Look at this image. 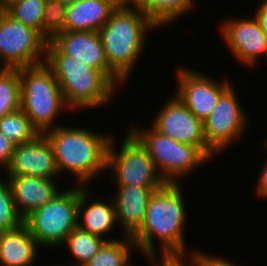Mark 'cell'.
I'll list each match as a JSON object with an SVG mask.
<instances>
[{
  "instance_id": "e0dca14e",
  "label": "cell",
  "mask_w": 267,
  "mask_h": 266,
  "mask_svg": "<svg viewBox=\"0 0 267 266\" xmlns=\"http://www.w3.org/2000/svg\"><path fill=\"white\" fill-rule=\"evenodd\" d=\"M89 188L90 186L79 185L77 226L106 241L118 240L113 236L108 238L110 231L118 226L113 198H109V201L94 199Z\"/></svg>"
},
{
  "instance_id": "6da1fadb",
  "label": "cell",
  "mask_w": 267,
  "mask_h": 266,
  "mask_svg": "<svg viewBox=\"0 0 267 266\" xmlns=\"http://www.w3.org/2000/svg\"><path fill=\"white\" fill-rule=\"evenodd\" d=\"M183 190L182 183H165L152 193L143 224L131 237L137 252L143 254L144 258L159 253L161 255L192 253L185 243L184 231L189 212L184 203Z\"/></svg>"
},
{
  "instance_id": "9a60e30c",
  "label": "cell",
  "mask_w": 267,
  "mask_h": 266,
  "mask_svg": "<svg viewBox=\"0 0 267 266\" xmlns=\"http://www.w3.org/2000/svg\"><path fill=\"white\" fill-rule=\"evenodd\" d=\"M2 174L5 177L30 175L59 179L54 149L45 134H39L33 141L15 146L11 162Z\"/></svg>"
},
{
  "instance_id": "f1b7e54d",
  "label": "cell",
  "mask_w": 267,
  "mask_h": 266,
  "mask_svg": "<svg viewBox=\"0 0 267 266\" xmlns=\"http://www.w3.org/2000/svg\"><path fill=\"white\" fill-rule=\"evenodd\" d=\"M145 259H147L150 266H199L194 253L171 255L157 254Z\"/></svg>"
},
{
  "instance_id": "52a82bcc",
  "label": "cell",
  "mask_w": 267,
  "mask_h": 266,
  "mask_svg": "<svg viewBox=\"0 0 267 266\" xmlns=\"http://www.w3.org/2000/svg\"><path fill=\"white\" fill-rule=\"evenodd\" d=\"M78 204L79 185L73 184L33 211L23 223L41 248L58 249L77 227Z\"/></svg>"
},
{
  "instance_id": "74e56055",
  "label": "cell",
  "mask_w": 267,
  "mask_h": 266,
  "mask_svg": "<svg viewBox=\"0 0 267 266\" xmlns=\"http://www.w3.org/2000/svg\"><path fill=\"white\" fill-rule=\"evenodd\" d=\"M61 264H62V263H60V264H59V263H58V264L56 263V264H53V265H50V264H49V266H64L63 264H62V265H61Z\"/></svg>"
},
{
  "instance_id": "2e32d148",
  "label": "cell",
  "mask_w": 267,
  "mask_h": 266,
  "mask_svg": "<svg viewBox=\"0 0 267 266\" xmlns=\"http://www.w3.org/2000/svg\"><path fill=\"white\" fill-rule=\"evenodd\" d=\"M161 187L117 186L112 198L121 236L132 237L142 226L149 199Z\"/></svg>"
},
{
  "instance_id": "7c38bea8",
  "label": "cell",
  "mask_w": 267,
  "mask_h": 266,
  "mask_svg": "<svg viewBox=\"0 0 267 266\" xmlns=\"http://www.w3.org/2000/svg\"><path fill=\"white\" fill-rule=\"evenodd\" d=\"M160 106L150 125L175 141L197 146L210 160L216 153L207 145L203 121L198 119L176 96Z\"/></svg>"
},
{
  "instance_id": "836d02e7",
  "label": "cell",
  "mask_w": 267,
  "mask_h": 266,
  "mask_svg": "<svg viewBox=\"0 0 267 266\" xmlns=\"http://www.w3.org/2000/svg\"><path fill=\"white\" fill-rule=\"evenodd\" d=\"M141 0H118L121 6H136Z\"/></svg>"
},
{
  "instance_id": "5bb4252c",
  "label": "cell",
  "mask_w": 267,
  "mask_h": 266,
  "mask_svg": "<svg viewBox=\"0 0 267 266\" xmlns=\"http://www.w3.org/2000/svg\"><path fill=\"white\" fill-rule=\"evenodd\" d=\"M51 42L64 55L102 72L117 88L125 84L109 66L99 32L63 31L58 33Z\"/></svg>"
},
{
  "instance_id": "1f68e13d",
  "label": "cell",
  "mask_w": 267,
  "mask_h": 266,
  "mask_svg": "<svg viewBox=\"0 0 267 266\" xmlns=\"http://www.w3.org/2000/svg\"><path fill=\"white\" fill-rule=\"evenodd\" d=\"M263 145V148L267 150V146L265 144ZM262 165V169L259 170V176H257L258 179H256L257 181H254L257 182L254 187L256 188L255 193L257 198L259 197L261 200H265L267 199V158L265 163Z\"/></svg>"
},
{
  "instance_id": "5b68a950",
  "label": "cell",
  "mask_w": 267,
  "mask_h": 266,
  "mask_svg": "<svg viewBox=\"0 0 267 266\" xmlns=\"http://www.w3.org/2000/svg\"><path fill=\"white\" fill-rule=\"evenodd\" d=\"M20 98L21 110L39 134L61 126L56 119L69 110L52 70L45 63L20 68Z\"/></svg>"
},
{
  "instance_id": "4dcf8cb0",
  "label": "cell",
  "mask_w": 267,
  "mask_h": 266,
  "mask_svg": "<svg viewBox=\"0 0 267 266\" xmlns=\"http://www.w3.org/2000/svg\"><path fill=\"white\" fill-rule=\"evenodd\" d=\"M15 145L0 131V173L9 166Z\"/></svg>"
},
{
  "instance_id": "ac0fdd59",
  "label": "cell",
  "mask_w": 267,
  "mask_h": 266,
  "mask_svg": "<svg viewBox=\"0 0 267 266\" xmlns=\"http://www.w3.org/2000/svg\"><path fill=\"white\" fill-rule=\"evenodd\" d=\"M12 189L13 200L19 216L24 220L33 211L44 206L62 189L56 179L34 176L7 177Z\"/></svg>"
},
{
  "instance_id": "3957f363",
  "label": "cell",
  "mask_w": 267,
  "mask_h": 266,
  "mask_svg": "<svg viewBox=\"0 0 267 266\" xmlns=\"http://www.w3.org/2000/svg\"><path fill=\"white\" fill-rule=\"evenodd\" d=\"M44 63L52 70L64 102L74 114L108 107L117 92L121 93L102 72L64 55L51 41L47 43Z\"/></svg>"
},
{
  "instance_id": "8992f818",
  "label": "cell",
  "mask_w": 267,
  "mask_h": 266,
  "mask_svg": "<svg viewBox=\"0 0 267 266\" xmlns=\"http://www.w3.org/2000/svg\"><path fill=\"white\" fill-rule=\"evenodd\" d=\"M133 124L129 123L128 130L146 148L156 170L166 183H184L185 177L211 162L197 146L175 141L162 135L151 125L144 129L138 123Z\"/></svg>"
},
{
  "instance_id": "f546056e",
  "label": "cell",
  "mask_w": 267,
  "mask_h": 266,
  "mask_svg": "<svg viewBox=\"0 0 267 266\" xmlns=\"http://www.w3.org/2000/svg\"><path fill=\"white\" fill-rule=\"evenodd\" d=\"M192 253L195 254L199 266H238L232 260H228L224 257L216 256L208 252L200 251L198 248L193 250ZM232 262V263H231Z\"/></svg>"
},
{
  "instance_id": "484cf974",
  "label": "cell",
  "mask_w": 267,
  "mask_h": 266,
  "mask_svg": "<svg viewBox=\"0 0 267 266\" xmlns=\"http://www.w3.org/2000/svg\"><path fill=\"white\" fill-rule=\"evenodd\" d=\"M46 0H18L5 12L16 21L33 27L42 34L43 11Z\"/></svg>"
},
{
  "instance_id": "277c9868",
  "label": "cell",
  "mask_w": 267,
  "mask_h": 266,
  "mask_svg": "<svg viewBox=\"0 0 267 266\" xmlns=\"http://www.w3.org/2000/svg\"><path fill=\"white\" fill-rule=\"evenodd\" d=\"M155 29L159 28L139 8L119 5L99 30L108 64L125 83L146 50L149 32Z\"/></svg>"
},
{
  "instance_id": "603a6c76",
  "label": "cell",
  "mask_w": 267,
  "mask_h": 266,
  "mask_svg": "<svg viewBox=\"0 0 267 266\" xmlns=\"http://www.w3.org/2000/svg\"><path fill=\"white\" fill-rule=\"evenodd\" d=\"M120 239L106 241L84 266H134L131 263V253L134 249L137 251L134 241L127 236H120Z\"/></svg>"
},
{
  "instance_id": "ba28073f",
  "label": "cell",
  "mask_w": 267,
  "mask_h": 266,
  "mask_svg": "<svg viewBox=\"0 0 267 266\" xmlns=\"http://www.w3.org/2000/svg\"><path fill=\"white\" fill-rule=\"evenodd\" d=\"M126 133L118 147L112 132L106 163L110 181L115 182L114 186L162 187L166 182L156 170L148 151L129 130Z\"/></svg>"
},
{
  "instance_id": "4316f807",
  "label": "cell",
  "mask_w": 267,
  "mask_h": 266,
  "mask_svg": "<svg viewBox=\"0 0 267 266\" xmlns=\"http://www.w3.org/2000/svg\"><path fill=\"white\" fill-rule=\"evenodd\" d=\"M0 173V230L9 231L19 227L23 219L19 216L7 177Z\"/></svg>"
},
{
  "instance_id": "d6986e66",
  "label": "cell",
  "mask_w": 267,
  "mask_h": 266,
  "mask_svg": "<svg viewBox=\"0 0 267 266\" xmlns=\"http://www.w3.org/2000/svg\"><path fill=\"white\" fill-rule=\"evenodd\" d=\"M118 6L117 0H79L67 5L64 31L99 32Z\"/></svg>"
},
{
  "instance_id": "7a4b0ae2",
  "label": "cell",
  "mask_w": 267,
  "mask_h": 266,
  "mask_svg": "<svg viewBox=\"0 0 267 266\" xmlns=\"http://www.w3.org/2000/svg\"><path fill=\"white\" fill-rule=\"evenodd\" d=\"M64 124L45 133L54 149L58 172L66 177L71 174L77 185L89 186L106 172L107 150L113 135Z\"/></svg>"
},
{
  "instance_id": "e575fe53",
  "label": "cell",
  "mask_w": 267,
  "mask_h": 266,
  "mask_svg": "<svg viewBox=\"0 0 267 266\" xmlns=\"http://www.w3.org/2000/svg\"><path fill=\"white\" fill-rule=\"evenodd\" d=\"M18 0H0V8L5 11L12 4L16 3Z\"/></svg>"
},
{
  "instance_id": "83f0119b",
  "label": "cell",
  "mask_w": 267,
  "mask_h": 266,
  "mask_svg": "<svg viewBox=\"0 0 267 266\" xmlns=\"http://www.w3.org/2000/svg\"><path fill=\"white\" fill-rule=\"evenodd\" d=\"M65 20L66 5L56 0H46L43 11L42 35L48 41L64 31Z\"/></svg>"
},
{
  "instance_id": "30bf717a",
  "label": "cell",
  "mask_w": 267,
  "mask_h": 266,
  "mask_svg": "<svg viewBox=\"0 0 267 266\" xmlns=\"http://www.w3.org/2000/svg\"><path fill=\"white\" fill-rule=\"evenodd\" d=\"M237 93L232 84L221 95L211 114L203 121L205 140L217 156L222 154V151L227 152L232 144L243 138L247 128L249 130L247 125L250 118L247 117Z\"/></svg>"
},
{
  "instance_id": "d590c367",
  "label": "cell",
  "mask_w": 267,
  "mask_h": 266,
  "mask_svg": "<svg viewBox=\"0 0 267 266\" xmlns=\"http://www.w3.org/2000/svg\"><path fill=\"white\" fill-rule=\"evenodd\" d=\"M56 1H59V2L65 4L67 6V5H70V4L77 2L79 0H56Z\"/></svg>"
},
{
  "instance_id": "f35d334b",
  "label": "cell",
  "mask_w": 267,
  "mask_h": 266,
  "mask_svg": "<svg viewBox=\"0 0 267 266\" xmlns=\"http://www.w3.org/2000/svg\"><path fill=\"white\" fill-rule=\"evenodd\" d=\"M267 136V135H266ZM262 142H264V144L267 146V137L264 139V141H262Z\"/></svg>"
},
{
  "instance_id": "d6a6232c",
  "label": "cell",
  "mask_w": 267,
  "mask_h": 266,
  "mask_svg": "<svg viewBox=\"0 0 267 266\" xmlns=\"http://www.w3.org/2000/svg\"><path fill=\"white\" fill-rule=\"evenodd\" d=\"M254 9L256 10H254L253 16L258 20L267 37V0H262V3L260 1V4Z\"/></svg>"
},
{
  "instance_id": "cb8c5ba5",
  "label": "cell",
  "mask_w": 267,
  "mask_h": 266,
  "mask_svg": "<svg viewBox=\"0 0 267 266\" xmlns=\"http://www.w3.org/2000/svg\"><path fill=\"white\" fill-rule=\"evenodd\" d=\"M0 131L15 146L33 141L39 135L21 109L0 118Z\"/></svg>"
},
{
  "instance_id": "9c48e42d",
  "label": "cell",
  "mask_w": 267,
  "mask_h": 266,
  "mask_svg": "<svg viewBox=\"0 0 267 266\" xmlns=\"http://www.w3.org/2000/svg\"><path fill=\"white\" fill-rule=\"evenodd\" d=\"M48 40L33 27L0 15V68H22L45 62Z\"/></svg>"
},
{
  "instance_id": "ffe728a7",
  "label": "cell",
  "mask_w": 267,
  "mask_h": 266,
  "mask_svg": "<svg viewBox=\"0 0 267 266\" xmlns=\"http://www.w3.org/2000/svg\"><path fill=\"white\" fill-rule=\"evenodd\" d=\"M40 249L43 248L22 223L17 228L5 231L0 246V265L35 266L36 261H39Z\"/></svg>"
},
{
  "instance_id": "44dd1931",
  "label": "cell",
  "mask_w": 267,
  "mask_h": 266,
  "mask_svg": "<svg viewBox=\"0 0 267 266\" xmlns=\"http://www.w3.org/2000/svg\"><path fill=\"white\" fill-rule=\"evenodd\" d=\"M196 0H141L139 8L159 29L172 25L193 9ZM181 17V18H180Z\"/></svg>"
},
{
  "instance_id": "4fadbf2b",
  "label": "cell",
  "mask_w": 267,
  "mask_h": 266,
  "mask_svg": "<svg viewBox=\"0 0 267 266\" xmlns=\"http://www.w3.org/2000/svg\"><path fill=\"white\" fill-rule=\"evenodd\" d=\"M251 15L245 18H225L218 30L232 57L244 67L252 69L260 63L262 57L267 58V37L258 20Z\"/></svg>"
},
{
  "instance_id": "7402d4cb",
  "label": "cell",
  "mask_w": 267,
  "mask_h": 266,
  "mask_svg": "<svg viewBox=\"0 0 267 266\" xmlns=\"http://www.w3.org/2000/svg\"><path fill=\"white\" fill-rule=\"evenodd\" d=\"M106 242L103 238L81 230L78 226L67 236L62 246L70 251L73 262L63 264L64 266H84L98 252L101 246ZM73 263V264H72Z\"/></svg>"
},
{
  "instance_id": "8d00e7d4",
  "label": "cell",
  "mask_w": 267,
  "mask_h": 266,
  "mask_svg": "<svg viewBox=\"0 0 267 266\" xmlns=\"http://www.w3.org/2000/svg\"><path fill=\"white\" fill-rule=\"evenodd\" d=\"M5 231L0 230V246L2 243V239H3V235H4Z\"/></svg>"
},
{
  "instance_id": "8fae6325",
  "label": "cell",
  "mask_w": 267,
  "mask_h": 266,
  "mask_svg": "<svg viewBox=\"0 0 267 266\" xmlns=\"http://www.w3.org/2000/svg\"><path fill=\"white\" fill-rule=\"evenodd\" d=\"M205 73L188 66H179L175 73L176 91L172 92L202 121L211 114L221 95L232 85L228 78L219 81Z\"/></svg>"
},
{
  "instance_id": "d4e9b609",
  "label": "cell",
  "mask_w": 267,
  "mask_h": 266,
  "mask_svg": "<svg viewBox=\"0 0 267 266\" xmlns=\"http://www.w3.org/2000/svg\"><path fill=\"white\" fill-rule=\"evenodd\" d=\"M19 109L20 68H0V118Z\"/></svg>"
}]
</instances>
